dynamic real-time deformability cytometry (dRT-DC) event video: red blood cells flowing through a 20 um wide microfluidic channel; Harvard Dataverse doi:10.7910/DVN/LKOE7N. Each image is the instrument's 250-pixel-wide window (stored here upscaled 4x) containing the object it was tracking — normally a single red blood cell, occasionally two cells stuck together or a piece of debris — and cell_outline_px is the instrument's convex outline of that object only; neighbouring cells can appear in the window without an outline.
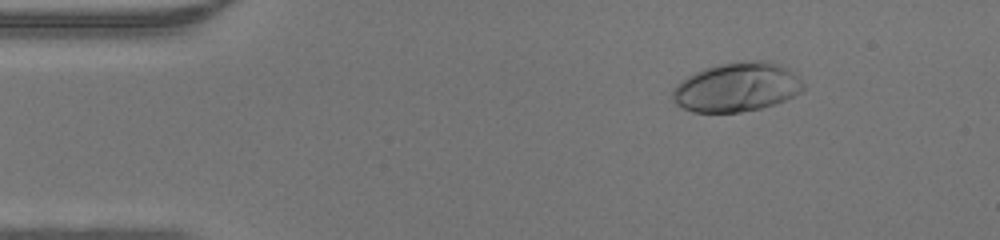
{"species": "human", "species_latin": "Homo sapiens", "temperature_condition": "warm", "stored_images_in_passage": 46, "camera_frame_rate_fps": 3000, "um_per_image_px": 0.085, "donor": {"sex": "male"}, "frame": {"image": 1, "passage_image": 6, "time_ms": 1.667, "image_size_px": [1000, 240], "cell_outline_px": [[804, 88], [800, 92], [784, 100], [760, 108], [740, 112], [692, 112], [676, 104], [672, 100], [672, 88], [680, 80], [704, 68], [720, 64], [756, 60], [760, 60], [776, 64], [792, 72], [804, 84]], "centroid_in_image_um": [62.56, 7.42], "position_along_channel_um": 22.4, "area_um2": 36.93}}
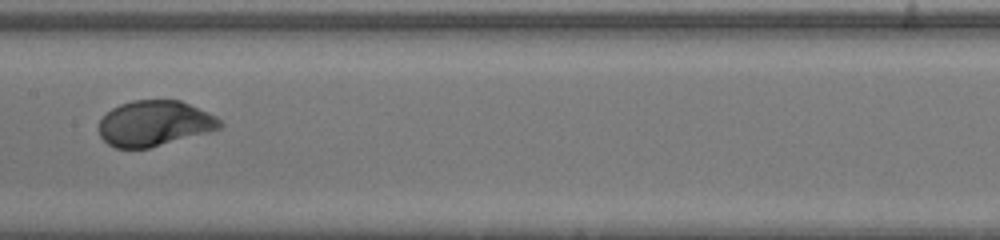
{"frame": {"image": 2, "passage_image": 23, "time_ms": 7.333, "image_size_px": [1000, 240], "cell_outline_px": [[224, 124], [220, 128], [208, 132], [148, 148], [116, 148], [108, 144], [100, 136], [96, 128], [100, 120], [112, 108], [120, 104], [132, 100], [180, 100], [216, 116]], "centroid_in_image_um": [13.09, 10.48], "position_along_channel_um": 194.3, "area_um2": 32.02}}
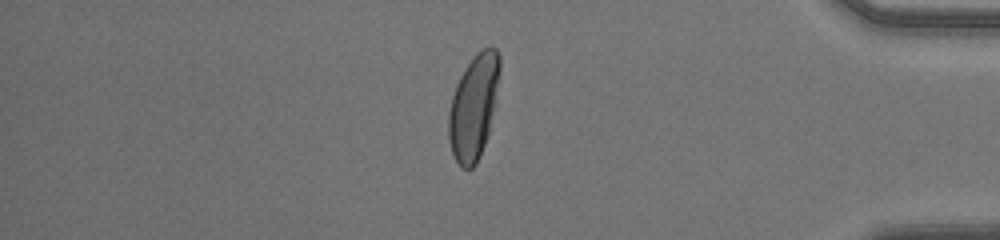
{"frame": {"image": 3, "passage_image": 39, "time_ms": 12.667, "image_size_px": [1000, 240], "cell_outline_px": [[500, 72], [488, 132], [480, 156], [476, 164], [472, 168], [464, 168], [456, 160], [452, 152], [448, 140], [448, 112], [452, 96], [456, 84], [460, 76], [476, 52], [484, 48], [496, 48], [500, 56]], "centroid_in_image_um": [40.23, 9.07], "position_along_channel_um": 395.0, "area_um2": 30.63}}